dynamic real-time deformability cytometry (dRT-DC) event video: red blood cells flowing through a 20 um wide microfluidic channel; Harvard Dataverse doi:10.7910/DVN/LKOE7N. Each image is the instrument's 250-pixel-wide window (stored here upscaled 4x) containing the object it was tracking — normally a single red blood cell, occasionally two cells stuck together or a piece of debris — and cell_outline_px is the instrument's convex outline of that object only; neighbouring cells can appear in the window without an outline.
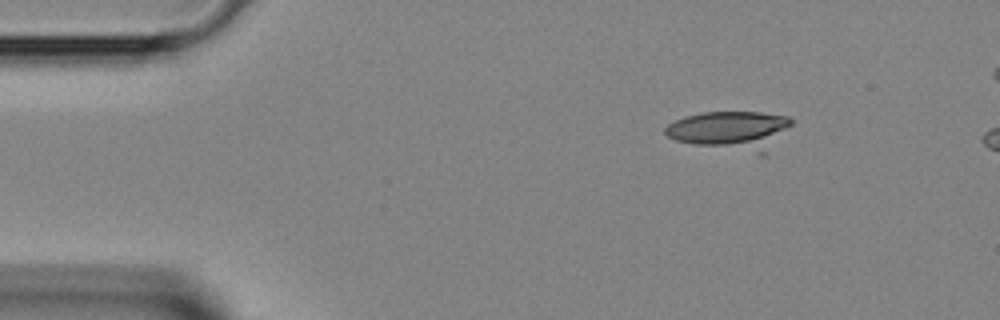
{"species": "Egyptian fruit bat (a non-hibernating species)", "species_latin": "Rousettus aegyptiacus", "temperature_condition": "room temperature", "stored_images_in_passage": 3, "camera_frame_rate_fps": 3000, "um_per_image_px": 0.085, "animal": {"sex": "female"}, "frame": {"image": 1, "passage_image": 1, "time_ms": 0.0, "image_size_px": [1000, 320], "cell_outline_px": [[792, 124], [756, 144], [692, 144], [676, 140], [668, 136], [664, 132], [664, 128], [668, 124], [684, 116], [704, 112], [760, 112], [788, 116], [792, 120]], "centroid_in_image_um": [61.76, 10.85], "position_along_channel_um": 23.2, "area_um2": 23.93}}